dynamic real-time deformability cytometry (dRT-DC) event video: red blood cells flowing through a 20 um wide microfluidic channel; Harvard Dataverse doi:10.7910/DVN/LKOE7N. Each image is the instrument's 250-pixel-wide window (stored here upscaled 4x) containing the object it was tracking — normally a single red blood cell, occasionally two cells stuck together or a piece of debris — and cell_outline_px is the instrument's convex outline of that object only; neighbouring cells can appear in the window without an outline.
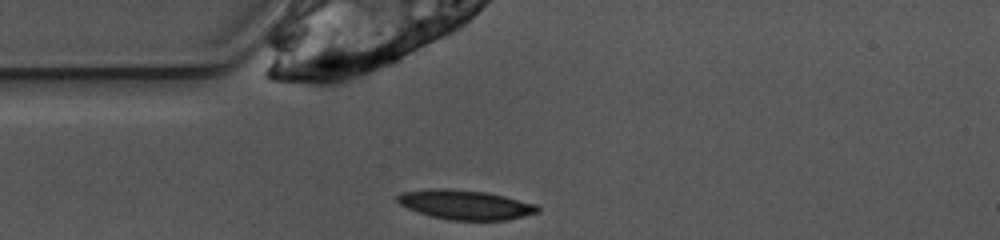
{"species": "common noctule bat (a hibernating species)", "species_latin": "Nyctalus noctula", "temperature_condition": "warm", "stored_images_in_passage": 39, "camera_frame_rate_fps": 3000, "um_per_image_px": 0.085, "animal": {"sex": "female", "body_mass_g": 10.0, "forearm_length_mm": 53.1}, "frame": {"image": 1, "passage_image": 1, "time_ms": 0.0, "image_size_px": [1000, 240], "cell_outline_px": [[540, 212], [508, 220], [452, 220], [432, 216], [408, 208], [400, 204], [396, 200], [396, 196], [400, 192], [428, 188], [448, 188], [484, 192], [504, 196], [536, 204], [540, 208]], "centroid_in_image_um": [39.55, 17.39], "position_along_channel_um": 45.5, "area_um2": 24.1}}
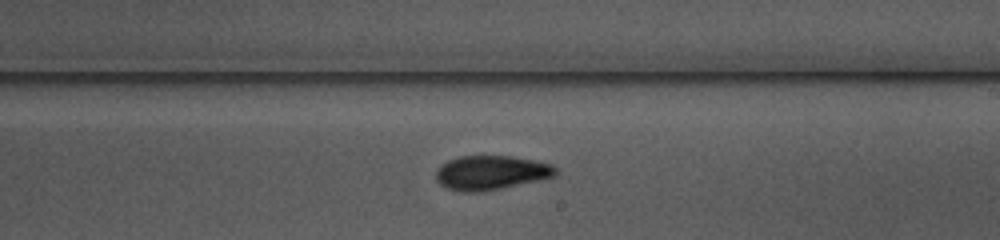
{"frame": {"image": 2, "passage_image": 17, "time_ms": 5.333, "image_size_px": [1000, 240], "cell_outline_px": [[556, 176], [540, 180], [500, 188], [468, 192], [460, 192], [444, 188], [436, 180], [436, 172], [448, 160], [460, 156], [512, 156], [536, 160], [552, 164], [556, 168]], "centroid_in_image_um": [41.75, 14.67], "position_along_channel_um": 247.2, "area_um2": 23.76}}
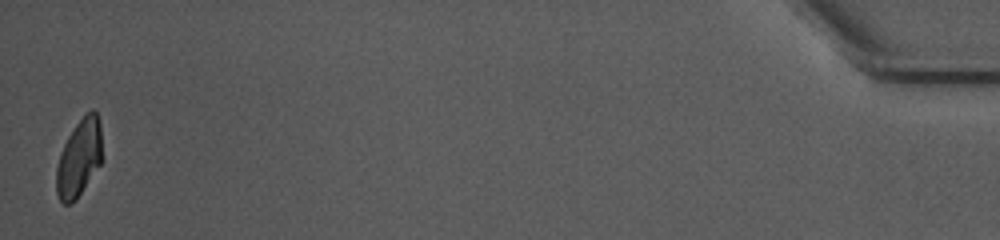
{"frame": {"image": 3, "passage_image": 39, "time_ms": 12.667, "image_size_px": [1000, 240], "cell_outline_px": [[104, 160], [76, 200], [72, 204], [64, 204], [60, 200], [56, 192], [56, 168], [60, 152], [68, 136], [76, 124], [92, 108], [96, 112], [100, 120]], "centroid_in_image_um": [6.76, 13.44], "position_along_channel_um": 428.4, "area_um2": 21.1}, "authors_computed_cell_mechanics": {"area_um2": 22.9466, "velocity_mm_per_s": 3.8919, "shape_relaxation_time_tau1_ms": 3.7285, "shape_relaxation_time_tau2_ms": 2.4535, "deformation_change_tau1": 0.136, "deformation_change_tau2": 0.0809}}